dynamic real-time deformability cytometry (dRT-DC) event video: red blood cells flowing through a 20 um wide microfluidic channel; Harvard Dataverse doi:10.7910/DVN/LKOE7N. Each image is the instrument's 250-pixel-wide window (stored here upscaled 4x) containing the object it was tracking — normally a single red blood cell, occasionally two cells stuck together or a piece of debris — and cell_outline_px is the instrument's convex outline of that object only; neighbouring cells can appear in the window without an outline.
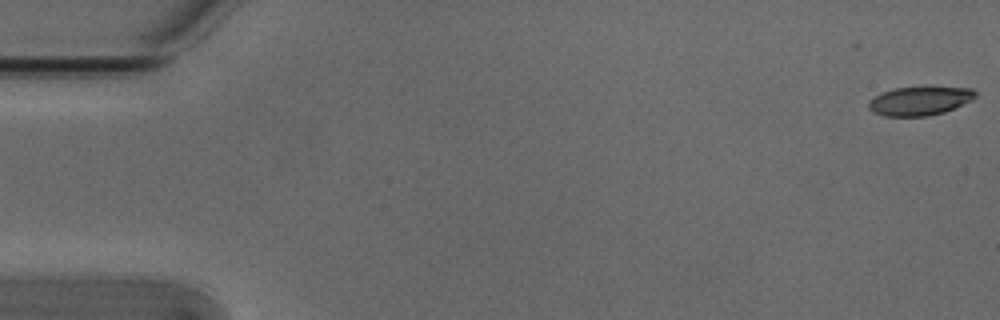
{"species": "Egyptian fruit bat (a non-hibernating species)", "species_latin": "Rousettus aegyptiacus", "temperature_condition": "cold", "stored_images_in_passage": 54, "camera_frame_rate_fps": 3000, "um_per_image_px": 0.085, "animal": {"sex": "male"}, "frame": {"image": 1, "passage_image": 1, "time_ms": 0.0, "image_size_px": [1000, 320], "cell_outline_px": [[976, 96], [972, 100], [944, 112], [928, 116], [884, 116], [872, 112], [868, 108], [868, 100], [892, 88], [928, 84], [972, 88], [976, 92]], "centroid_in_image_um": [78.2, 8.52], "position_along_channel_um": 6.8, "area_um2": 18.79}}
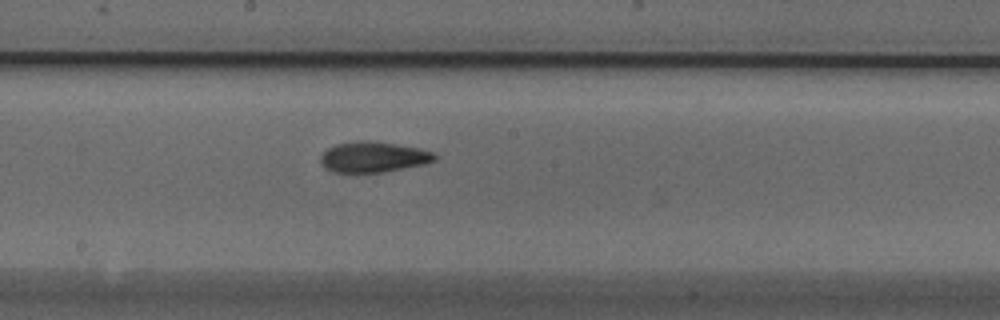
{"frame": {"image": 2, "passage_image": 29, "time_ms": 9.333, "image_size_px": [1000, 320], "cell_outline_px": [[436, 160], [424, 164], [384, 172], [332, 172], [324, 168], [320, 160], [320, 156], [328, 148], [336, 144], [360, 140], [368, 140], [396, 144], [420, 148], [436, 152]], "centroid_in_image_um": [31.74, 13.34], "position_along_channel_um": 216.5, "area_um2": 20.46}}
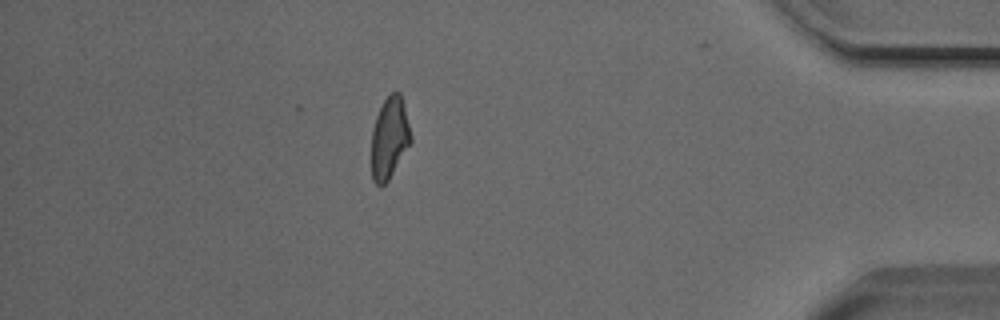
{"frame": {"image": 3, "passage_image": 47, "time_ms": 15.333, "image_size_px": [1000, 320], "cell_outline_px": [[412, 140], [388, 180], [380, 188], [372, 180], [372, 128], [376, 116], [384, 100], [392, 92], [400, 92], [412, 136]], "centroid_in_image_um": [33.09, 11.74], "position_along_channel_um": 402.1, "area_um2": 18.5}, "authors_computed_cell_mechanics": {"area_um2": 19.3052, "velocity_mm_per_s": 3.8487, "shape_relaxation_time_tau1_ms": 3.2481, "shape_relaxation_time_tau2_ms": 4.2796, "deformation_change_tau1": 0.1522, "deformation_change_tau2": 0.1347}}